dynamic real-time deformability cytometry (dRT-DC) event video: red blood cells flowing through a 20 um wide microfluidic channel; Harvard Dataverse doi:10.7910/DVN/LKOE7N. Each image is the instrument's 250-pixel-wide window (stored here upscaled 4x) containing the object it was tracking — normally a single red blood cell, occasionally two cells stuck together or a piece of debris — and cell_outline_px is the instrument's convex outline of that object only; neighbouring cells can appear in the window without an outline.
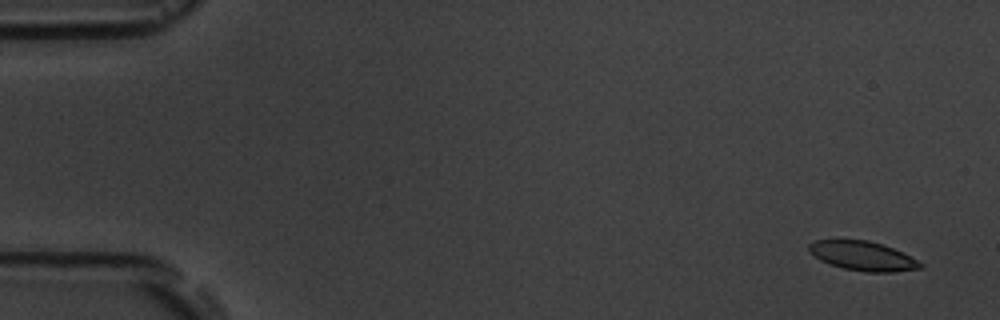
{"species": "common noctule bat (a hibernating species)", "species_latin": "Nyctalus noctula", "temperature_condition": "room temperature", "stored_images_in_passage": 5, "camera_frame_rate_fps": 3000, "um_per_image_px": 0.085, "animal": {"sex": "male", "body_mass_g": 19.5, "forearm_length_mm": 54.6}, "frame": {"image": 1, "passage_image": 1, "time_ms": 0.0, "image_size_px": [1000, 320], "cell_outline_px": [[924, 268], [896, 272], [868, 272], [844, 268], [820, 260], [808, 252], [808, 244], [816, 240], [868, 240], [904, 252], [924, 264]], "centroid_in_image_um": [73.37, 21.76], "position_along_channel_um": 11.6, "area_um2": 19.02}}
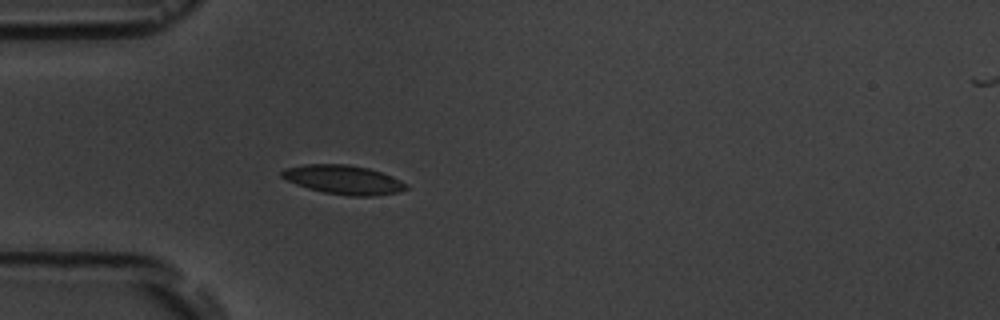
{"frame": {"image": 2, "passage_image": 5, "time_ms": 4.667, "image_size_px": [1000, 320], "cell_outline_px": [[408, 188], [396, 192], [372, 196], [348, 196], [324, 192], [308, 188], [296, 184], [280, 176], [280, 172], [284, 168], [304, 164], [348, 164], [368, 168], [380, 172], [400, 180], [408, 184]], "centroid_in_image_um": [29.16, 15.27], "position_along_channel_um": 55.8, "area_um2": 20.92}}